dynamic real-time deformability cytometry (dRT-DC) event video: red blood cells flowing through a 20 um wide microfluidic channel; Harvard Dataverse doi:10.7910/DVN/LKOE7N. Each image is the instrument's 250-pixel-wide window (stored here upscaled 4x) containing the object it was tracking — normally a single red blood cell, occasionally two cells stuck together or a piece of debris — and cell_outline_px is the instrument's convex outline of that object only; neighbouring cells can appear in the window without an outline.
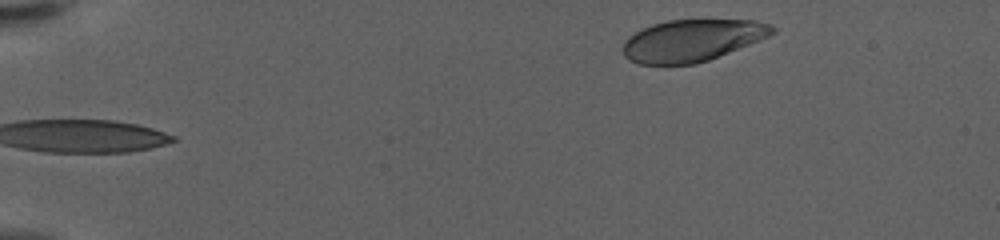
{"species": "human", "species_latin": "Homo sapiens", "temperature_condition": "warm", "stored_images_in_passage": 45, "camera_frame_rate_fps": 3000, "um_per_image_px": 0.085, "donor": {"sex": "female"}, "frame": {"image": 1, "passage_image": 1, "time_ms": 0.0, "image_size_px": [1000, 240], "cell_outline_px": [[776, 32], [768, 36], [708, 60], [696, 64], [640, 64], [628, 60], [624, 56], [624, 44], [628, 36], [652, 24], [668, 20], [756, 20], [772, 24], [776, 28]], "centroid_in_image_um": [58.83, 3.43], "position_along_channel_um": 26.2, "area_um2": 36.18}}
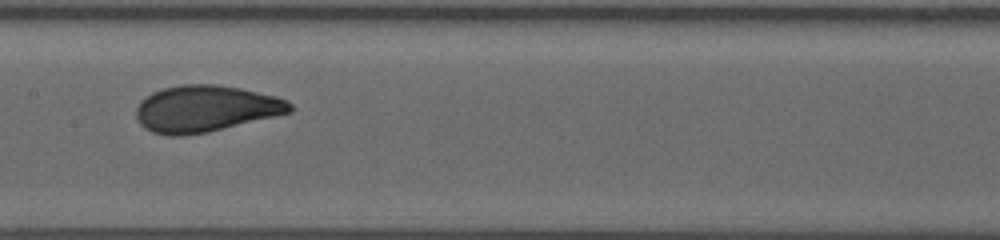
{"frame": {"image": 2, "passage_image": 24, "time_ms": 7.667, "image_size_px": [1000, 240], "cell_outline_px": [[292, 112], [208, 132], [184, 136], [168, 136], [152, 132], [144, 128], [140, 124], [136, 116], [136, 108], [140, 100], [152, 92], [164, 88], [180, 84], [216, 84], [240, 88], [276, 96], [288, 100], [292, 104]], "centroid_in_image_um": [17.45, 9.24], "position_along_channel_um": 190.0, "area_um2": 41.91}}
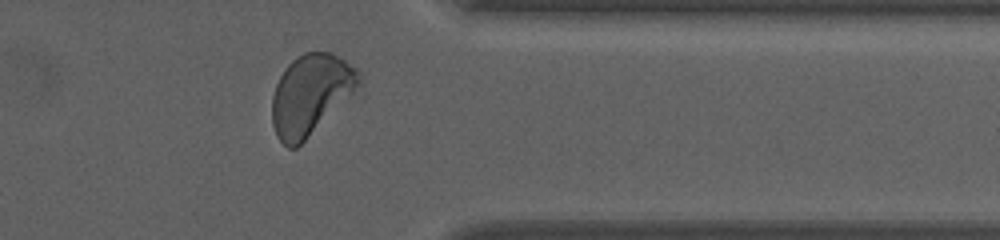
{"frame": {"image": 3, "passage_image": 41, "time_ms": 13.333, "image_size_px": [1000, 240], "cell_outline_px": [[364, 76], [352, 92], [296, 148], [288, 148], [276, 136], [272, 124], [272, 96], [276, 84], [280, 76], [288, 64], [292, 60], [304, 52], [332, 52], [356, 68]], "centroid_in_image_um": [26.36, 8.0], "position_along_channel_um": 385.0, "area_um2": 39.77}, "authors_computed_cell_mechanics": {"area_um2": 40.3444, "velocity_mm_per_s": 3.5396, "shape_relaxation_time_tau1_ms": 3.6455, "shape_relaxation_time_tau2_ms": null, "deformation_change_tau1": 0.1599, "deformation_change_tau2": null}}